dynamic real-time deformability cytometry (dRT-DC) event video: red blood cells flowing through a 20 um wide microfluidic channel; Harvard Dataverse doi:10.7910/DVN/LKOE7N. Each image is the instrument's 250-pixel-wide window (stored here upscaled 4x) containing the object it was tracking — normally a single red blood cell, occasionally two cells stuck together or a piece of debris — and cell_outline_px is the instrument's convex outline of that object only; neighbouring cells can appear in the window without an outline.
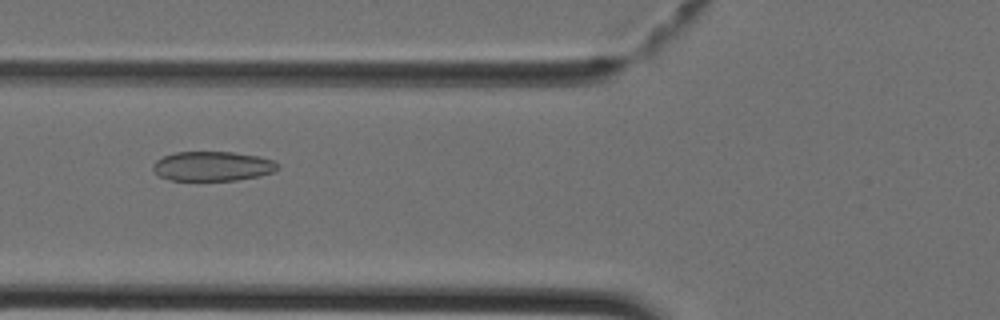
{"species": "Egyptian fruit bat (a non-hibernating species)", "species_latin": "Rousettus aegyptiacus", "temperature_condition": "cold", "stored_images_in_passage": 28, "camera_frame_rate_fps": 3000, "um_per_image_px": 0.085, "animal": {"sex": "female"}, "frame": {"image": 1, "passage_image": 6, "time_ms": 1.667, "image_size_px": [1000, 320], "cell_outline_px": [[280, 168], [272, 172], [260, 176], [236, 180], [172, 180], [160, 176], [152, 168], [152, 164], [156, 160], [164, 156], [176, 152], [232, 152], [260, 156], [272, 160], [280, 164]], "centroid_in_image_um": [18.1, 14.12], "position_along_channel_um": 107.7, "area_um2": 21.5}}
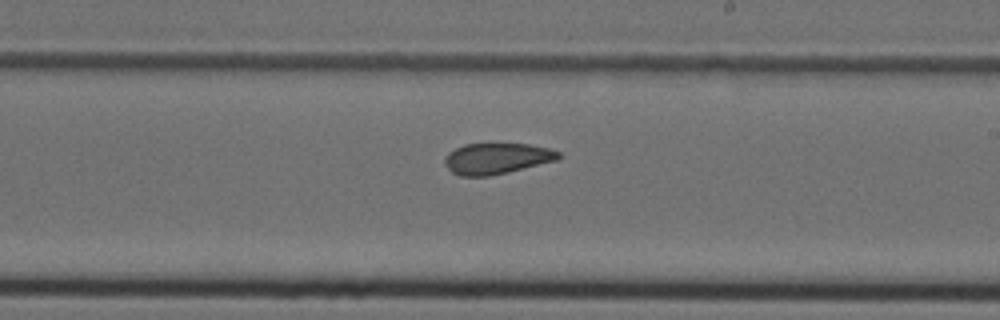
{"frame": {"image": 2, "passage_image": 15, "time_ms": 4.667, "image_size_px": [1000, 320], "cell_outline_px": [[560, 156], [556, 160], [508, 172], [488, 176], [460, 176], [452, 172], [444, 164], [444, 156], [448, 152], [464, 144], [528, 144], [548, 148], [560, 152]], "centroid_in_image_um": [42.17, 13.47], "position_along_channel_um": 246.8, "area_um2": 20.4}}
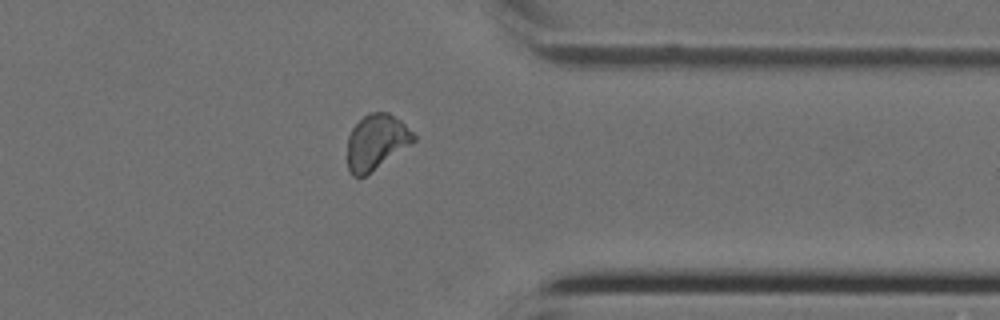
{"frame": {"image": 3, "passage_image": 24, "time_ms": 7.667, "image_size_px": [1000, 320], "cell_outline_px": [[416, 140], [364, 176], [352, 176], [348, 168], [348, 136], [352, 128], [368, 112], [388, 112], [400, 120], [416, 136]], "centroid_in_image_um": [31.97, 12.04], "position_along_channel_um": 379.4, "area_um2": 20.87}}